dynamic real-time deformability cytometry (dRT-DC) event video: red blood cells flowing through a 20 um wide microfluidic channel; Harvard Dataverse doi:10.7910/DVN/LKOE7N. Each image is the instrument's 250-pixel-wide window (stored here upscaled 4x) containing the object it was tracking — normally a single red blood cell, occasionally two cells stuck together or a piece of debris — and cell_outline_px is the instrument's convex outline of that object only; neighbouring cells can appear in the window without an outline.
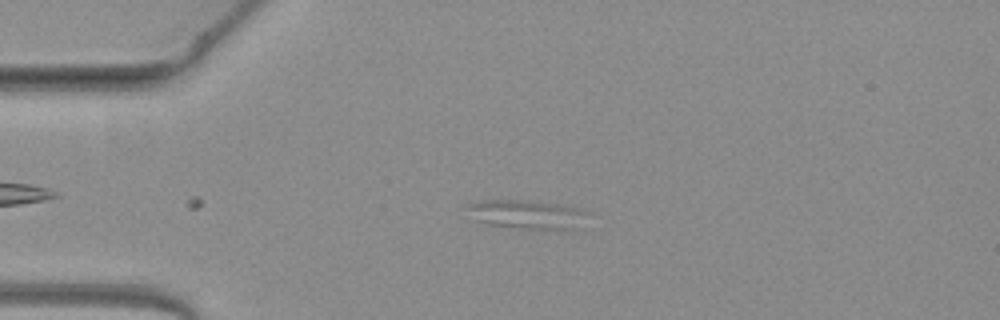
{"species": "common noctule bat (a hibernating species)", "species_latin": "Nyctalus noctula", "temperature_condition": "warm", "stored_images_in_passage": 9, "camera_frame_rate_fps": 3000, "um_per_image_px": 0.085, "animal": {"sex": "female", "body_mass_g": 19.3, "forearm_length_mm": 54.1}, "frame": {"image": 1, "passage_image": 9, "time_ms": 2.667, "image_size_px": [1000, 320], "cell_outline_px": [[588, 212], [576, 228], [572, 232], [528, 228], [488, 224], [472, 220], [468, 208], [468, 204], [476, 200], [528, 200], [556, 204], [580, 208]], "centroid_in_image_um": [44.79, 18.23], "position_along_channel_um": 40.2, "area_um2": 20.46}}